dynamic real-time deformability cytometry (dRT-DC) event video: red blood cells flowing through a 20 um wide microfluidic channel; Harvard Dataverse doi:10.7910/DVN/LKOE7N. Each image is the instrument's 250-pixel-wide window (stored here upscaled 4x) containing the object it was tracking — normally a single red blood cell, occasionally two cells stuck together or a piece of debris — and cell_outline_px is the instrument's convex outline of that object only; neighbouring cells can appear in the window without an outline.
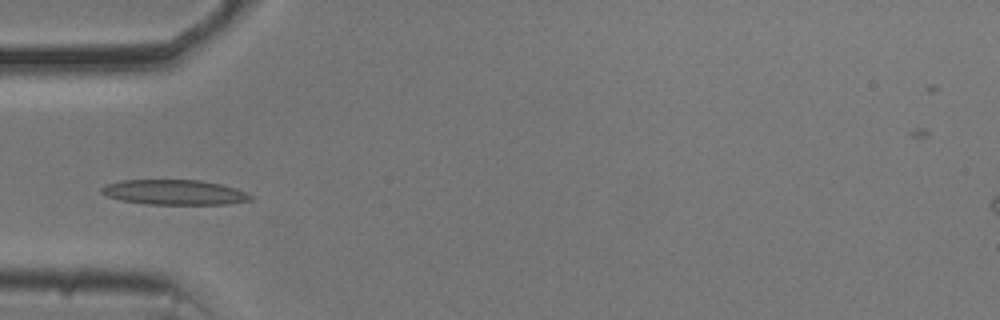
{"species": "common noctule bat (a hibernating species)", "species_latin": "Nyctalus noctula", "temperature_condition": "cold", "stored_images_in_passage": 4, "camera_frame_rate_fps": 3000, "um_per_image_px": 0.085, "animal": {"sex": "male", "body_mass_g": 20.5, "forearm_length_mm": 52.5}, "frame": {"image": 1, "passage_image": 1, "time_ms": 0.0, "image_size_px": [1000, 320], "cell_outline_px": [[252, 200], [224, 204], [144, 204], [120, 200], [108, 196], [100, 192], [100, 188], [108, 184], [124, 180], [200, 180], [220, 184], [236, 188], [252, 196]], "centroid_in_image_um": [14.8, 16.34], "position_along_channel_um": 70.2, "area_um2": 21.56}}